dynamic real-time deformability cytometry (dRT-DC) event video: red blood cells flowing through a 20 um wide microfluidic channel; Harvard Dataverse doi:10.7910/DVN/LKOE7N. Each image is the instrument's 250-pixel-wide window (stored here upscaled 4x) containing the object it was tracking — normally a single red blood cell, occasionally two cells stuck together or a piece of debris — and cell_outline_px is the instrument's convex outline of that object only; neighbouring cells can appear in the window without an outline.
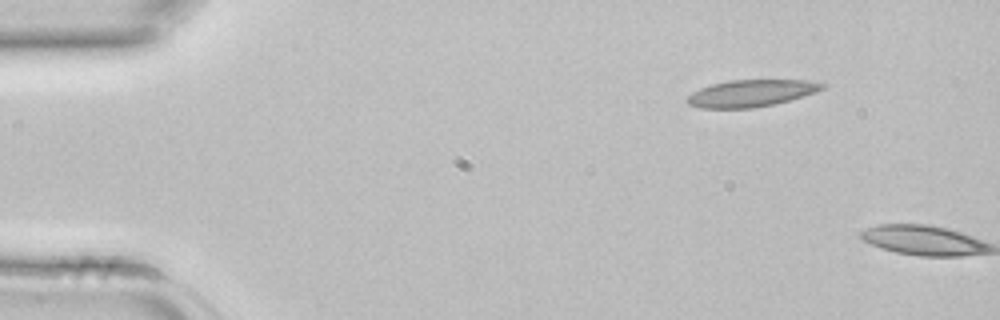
{"species": "common noctule bat (a hibernating species)", "species_latin": "Nyctalus noctula", "temperature_condition": "room temperature", "stored_images_in_passage": 2, "camera_frame_rate_fps": 3000, "um_per_image_px": 0.085, "animal": {"sex": "female", "body_mass_g": 22.7, "forearm_length_mm": 54.2}, "frame": {"image": 1, "passage_image": 1, "time_ms": 0.0, "image_size_px": [1000, 320], "cell_outline_px": [[828, 84], [824, 88], [816, 92], [776, 104], [752, 108], [700, 108], [688, 104], [684, 100], [692, 92], [700, 88], [712, 84], [728, 80], [808, 80]], "centroid_in_image_um": [63.84, 7.92], "position_along_channel_um": 21.2, "area_um2": 21.33}}